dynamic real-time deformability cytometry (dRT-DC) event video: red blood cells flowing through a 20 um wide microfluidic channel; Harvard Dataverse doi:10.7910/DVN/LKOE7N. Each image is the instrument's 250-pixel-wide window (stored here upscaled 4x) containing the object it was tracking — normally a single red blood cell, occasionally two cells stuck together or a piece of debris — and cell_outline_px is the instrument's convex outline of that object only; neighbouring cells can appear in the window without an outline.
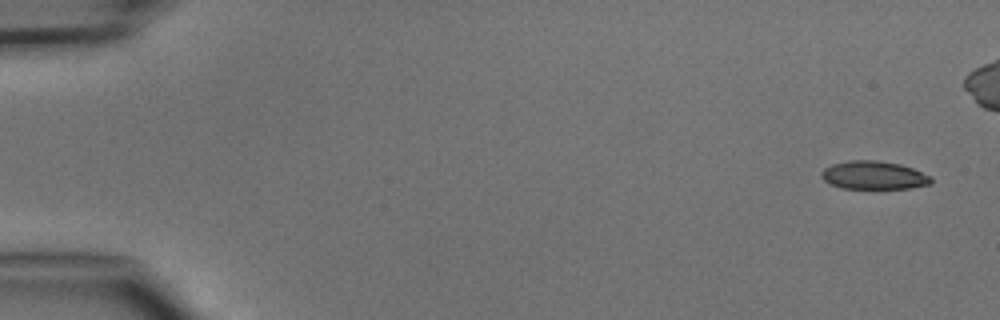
{"species": "common noctule bat (a hibernating species)", "species_latin": "Nyctalus noctula", "temperature_condition": "cold", "stored_images_in_passage": 7, "camera_frame_rate_fps": 3000, "um_per_image_px": 0.085, "animal": {"sex": "male", "body_mass_g": 15.6}, "frame": {"image": 1, "passage_image": 1, "time_ms": 0.0, "image_size_px": [1000, 320], "cell_outline_px": [[932, 184], [908, 188], [840, 188], [824, 180], [820, 176], [820, 172], [824, 168], [832, 164], [848, 160], [876, 160], [900, 164], [912, 168], [932, 176]], "centroid_in_image_um": [74.27, 14.89], "position_along_channel_um": 10.7, "area_um2": 18.09}}